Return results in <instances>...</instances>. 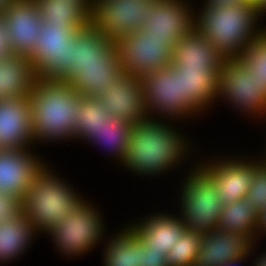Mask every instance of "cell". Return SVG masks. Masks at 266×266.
Masks as SVG:
<instances>
[{
  "mask_svg": "<svg viewBox=\"0 0 266 266\" xmlns=\"http://www.w3.org/2000/svg\"><path fill=\"white\" fill-rule=\"evenodd\" d=\"M141 266H167L166 256H164L162 252L150 251L143 244Z\"/></svg>",
  "mask_w": 266,
  "mask_h": 266,
  "instance_id": "e575fe53",
  "label": "cell"
},
{
  "mask_svg": "<svg viewBox=\"0 0 266 266\" xmlns=\"http://www.w3.org/2000/svg\"><path fill=\"white\" fill-rule=\"evenodd\" d=\"M202 3L209 4H238L244 0H200Z\"/></svg>",
  "mask_w": 266,
  "mask_h": 266,
  "instance_id": "f35d334b",
  "label": "cell"
},
{
  "mask_svg": "<svg viewBox=\"0 0 266 266\" xmlns=\"http://www.w3.org/2000/svg\"><path fill=\"white\" fill-rule=\"evenodd\" d=\"M74 114V142L80 144L112 118V115L105 110L94 97L81 96Z\"/></svg>",
  "mask_w": 266,
  "mask_h": 266,
  "instance_id": "f1b7e54d",
  "label": "cell"
},
{
  "mask_svg": "<svg viewBox=\"0 0 266 266\" xmlns=\"http://www.w3.org/2000/svg\"><path fill=\"white\" fill-rule=\"evenodd\" d=\"M28 97L35 146L74 143V112L81 97L74 87L67 82L37 79Z\"/></svg>",
  "mask_w": 266,
  "mask_h": 266,
  "instance_id": "3957f363",
  "label": "cell"
},
{
  "mask_svg": "<svg viewBox=\"0 0 266 266\" xmlns=\"http://www.w3.org/2000/svg\"><path fill=\"white\" fill-rule=\"evenodd\" d=\"M156 0H93L88 23L115 43L135 30L144 29Z\"/></svg>",
  "mask_w": 266,
  "mask_h": 266,
  "instance_id": "7c38bea8",
  "label": "cell"
},
{
  "mask_svg": "<svg viewBox=\"0 0 266 266\" xmlns=\"http://www.w3.org/2000/svg\"><path fill=\"white\" fill-rule=\"evenodd\" d=\"M192 1L195 0H156L149 9L151 16L144 29L153 36L165 37L173 47L194 29L195 3Z\"/></svg>",
  "mask_w": 266,
  "mask_h": 266,
  "instance_id": "2e32d148",
  "label": "cell"
},
{
  "mask_svg": "<svg viewBox=\"0 0 266 266\" xmlns=\"http://www.w3.org/2000/svg\"><path fill=\"white\" fill-rule=\"evenodd\" d=\"M259 243L260 242L256 241V243H255V245L253 247L252 259H251V261H249V262H252V264H249V266L250 265L251 266H266V249H265V251H263L261 249L256 250ZM260 250H261V252H260ZM256 251L258 253L259 252L260 253L259 254L257 253V255H256V253H255Z\"/></svg>",
  "mask_w": 266,
  "mask_h": 266,
  "instance_id": "74e56055",
  "label": "cell"
},
{
  "mask_svg": "<svg viewBox=\"0 0 266 266\" xmlns=\"http://www.w3.org/2000/svg\"><path fill=\"white\" fill-rule=\"evenodd\" d=\"M67 1V0H66ZM79 4H81L88 12L91 9V5L93 0H76Z\"/></svg>",
  "mask_w": 266,
  "mask_h": 266,
  "instance_id": "b9f144b4",
  "label": "cell"
},
{
  "mask_svg": "<svg viewBox=\"0 0 266 266\" xmlns=\"http://www.w3.org/2000/svg\"><path fill=\"white\" fill-rule=\"evenodd\" d=\"M238 59L252 71L260 96L266 100V32L252 41Z\"/></svg>",
  "mask_w": 266,
  "mask_h": 266,
  "instance_id": "4dcf8cb0",
  "label": "cell"
},
{
  "mask_svg": "<svg viewBox=\"0 0 266 266\" xmlns=\"http://www.w3.org/2000/svg\"><path fill=\"white\" fill-rule=\"evenodd\" d=\"M99 104L113 117L136 125L147 115L144 111L145 98L142 78L123 73L97 98Z\"/></svg>",
  "mask_w": 266,
  "mask_h": 266,
  "instance_id": "4fadbf2b",
  "label": "cell"
},
{
  "mask_svg": "<svg viewBox=\"0 0 266 266\" xmlns=\"http://www.w3.org/2000/svg\"><path fill=\"white\" fill-rule=\"evenodd\" d=\"M252 75V71L239 59L225 60L219 73L216 102L223 101L229 109L233 108L232 112L241 114L244 119L251 118L256 124H263V120L266 123V100L260 96Z\"/></svg>",
  "mask_w": 266,
  "mask_h": 266,
  "instance_id": "30bf717a",
  "label": "cell"
},
{
  "mask_svg": "<svg viewBox=\"0 0 266 266\" xmlns=\"http://www.w3.org/2000/svg\"><path fill=\"white\" fill-rule=\"evenodd\" d=\"M266 237V207L258 212V222L256 228V241Z\"/></svg>",
  "mask_w": 266,
  "mask_h": 266,
  "instance_id": "8d00e7d4",
  "label": "cell"
},
{
  "mask_svg": "<svg viewBox=\"0 0 266 266\" xmlns=\"http://www.w3.org/2000/svg\"><path fill=\"white\" fill-rule=\"evenodd\" d=\"M142 81L145 98L144 111L147 117L179 120L182 124L190 123L191 119H199V116L187 105L183 74L173 65L145 75Z\"/></svg>",
  "mask_w": 266,
  "mask_h": 266,
  "instance_id": "ba28073f",
  "label": "cell"
},
{
  "mask_svg": "<svg viewBox=\"0 0 266 266\" xmlns=\"http://www.w3.org/2000/svg\"><path fill=\"white\" fill-rule=\"evenodd\" d=\"M255 243L250 234L218 230L206 233L193 266H222L231 260L252 257Z\"/></svg>",
  "mask_w": 266,
  "mask_h": 266,
  "instance_id": "ffe728a7",
  "label": "cell"
},
{
  "mask_svg": "<svg viewBox=\"0 0 266 266\" xmlns=\"http://www.w3.org/2000/svg\"><path fill=\"white\" fill-rule=\"evenodd\" d=\"M43 22L71 25L76 31L88 24V11L76 0H36Z\"/></svg>",
  "mask_w": 266,
  "mask_h": 266,
  "instance_id": "4316f807",
  "label": "cell"
},
{
  "mask_svg": "<svg viewBox=\"0 0 266 266\" xmlns=\"http://www.w3.org/2000/svg\"><path fill=\"white\" fill-rule=\"evenodd\" d=\"M39 236L41 233L23 213L9 222L1 221L0 266H8L10 263L20 260V257L25 256L32 248L31 245Z\"/></svg>",
  "mask_w": 266,
  "mask_h": 266,
  "instance_id": "603a6c76",
  "label": "cell"
},
{
  "mask_svg": "<svg viewBox=\"0 0 266 266\" xmlns=\"http://www.w3.org/2000/svg\"><path fill=\"white\" fill-rule=\"evenodd\" d=\"M121 74L120 66L86 67L70 84L81 96L97 98Z\"/></svg>",
  "mask_w": 266,
  "mask_h": 266,
  "instance_id": "f546056e",
  "label": "cell"
},
{
  "mask_svg": "<svg viewBox=\"0 0 266 266\" xmlns=\"http://www.w3.org/2000/svg\"><path fill=\"white\" fill-rule=\"evenodd\" d=\"M258 211L246 199L224 205L218 231L250 234L256 240Z\"/></svg>",
  "mask_w": 266,
  "mask_h": 266,
  "instance_id": "83f0119b",
  "label": "cell"
},
{
  "mask_svg": "<svg viewBox=\"0 0 266 266\" xmlns=\"http://www.w3.org/2000/svg\"><path fill=\"white\" fill-rule=\"evenodd\" d=\"M183 74L184 95L187 105L200 117L213 110L218 95L219 74L203 67L176 68ZM214 105V106H213ZM206 112V113H205Z\"/></svg>",
  "mask_w": 266,
  "mask_h": 266,
  "instance_id": "44dd1931",
  "label": "cell"
},
{
  "mask_svg": "<svg viewBox=\"0 0 266 266\" xmlns=\"http://www.w3.org/2000/svg\"><path fill=\"white\" fill-rule=\"evenodd\" d=\"M245 199L258 212L266 207V160L257 168Z\"/></svg>",
  "mask_w": 266,
  "mask_h": 266,
  "instance_id": "d6a6232c",
  "label": "cell"
},
{
  "mask_svg": "<svg viewBox=\"0 0 266 266\" xmlns=\"http://www.w3.org/2000/svg\"><path fill=\"white\" fill-rule=\"evenodd\" d=\"M179 180V206L173 209L186 228L203 234L217 230L224 204L211 178L195 163Z\"/></svg>",
  "mask_w": 266,
  "mask_h": 266,
  "instance_id": "8992f818",
  "label": "cell"
},
{
  "mask_svg": "<svg viewBox=\"0 0 266 266\" xmlns=\"http://www.w3.org/2000/svg\"><path fill=\"white\" fill-rule=\"evenodd\" d=\"M114 44L123 73L142 78L173 64V47L166 38L153 36L145 29L135 30Z\"/></svg>",
  "mask_w": 266,
  "mask_h": 266,
  "instance_id": "8fae6325",
  "label": "cell"
},
{
  "mask_svg": "<svg viewBox=\"0 0 266 266\" xmlns=\"http://www.w3.org/2000/svg\"><path fill=\"white\" fill-rule=\"evenodd\" d=\"M11 48L7 38L6 21L0 16V58L11 55Z\"/></svg>",
  "mask_w": 266,
  "mask_h": 266,
  "instance_id": "d590c367",
  "label": "cell"
},
{
  "mask_svg": "<svg viewBox=\"0 0 266 266\" xmlns=\"http://www.w3.org/2000/svg\"><path fill=\"white\" fill-rule=\"evenodd\" d=\"M93 202L85 196L62 224L53 227L46 234L48 237L45 238H51L49 241L62 258L81 259L98 246L102 247L108 238L110 232L108 233L107 220Z\"/></svg>",
  "mask_w": 266,
  "mask_h": 266,
  "instance_id": "5b68a950",
  "label": "cell"
},
{
  "mask_svg": "<svg viewBox=\"0 0 266 266\" xmlns=\"http://www.w3.org/2000/svg\"><path fill=\"white\" fill-rule=\"evenodd\" d=\"M248 259L250 260V257H244L240 259L231 260L229 263L223 264L222 266H243L240 264H243L244 262H248Z\"/></svg>",
  "mask_w": 266,
  "mask_h": 266,
  "instance_id": "ab89813d",
  "label": "cell"
},
{
  "mask_svg": "<svg viewBox=\"0 0 266 266\" xmlns=\"http://www.w3.org/2000/svg\"><path fill=\"white\" fill-rule=\"evenodd\" d=\"M23 213L22 200L17 196L0 193V223L16 219Z\"/></svg>",
  "mask_w": 266,
  "mask_h": 266,
  "instance_id": "836d02e7",
  "label": "cell"
},
{
  "mask_svg": "<svg viewBox=\"0 0 266 266\" xmlns=\"http://www.w3.org/2000/svg\"><path fill=\"white\" fill-rule=\"evenodd\" d=\"M154 211L150 210L149 215L145 214L143 217L127 222L150 251L162 252L167 257L174 243L179 240L187 228L179 215L172 213L174 209L166 212L158 208V211Z\"/></svg>",
  "mask_w": 266,
  "mask_h": 266,
  "instance_id": "e0dca14e",
  "label": "cell"
},
{
  "mask_svg": "<svg viewBox=\"0 0 266 266\" xmlns=\"http://www.w3.org/2000/svg\"><path fill=\"white\" fill-rule=\"evenodd\" d=\"M76 33L71 25L42 23L35 50L29 58L37 79L66 82L70 78Z\"/></svg>",
  "mask_w": 266,
  "mask_h": 266,
  "instance_id": "9c48e42d",
  "label": "cell"
},
{
  "mask_svg": "<svg viewBox=\"0 0 266 266\" xmlns=\"http://www.w3.org/2000/svg\"><path fill=\"white\" fill-rule=\"evenodd\" d=\"M11 52L30 58L43 23L36 0H12L3 14Z\"/></svg>",
  "mask_w": 266,
  "mask_h": 266,
  "instance_id": "5bb4252c",
  "label": "cell"
},
{
  "mask_svg": "<svg viewBox=\"0 0 266 266\" xmlns=\"http://www.w3.org/2000/svg\"><path fill=\"white\" fill-rule=\"evenodd\" d=\"M224 61L216 48L195 28L173 46L172 65L175 68L203 67L219 74Z\"/></svg>",
  "mask_w": 266,
  "mask_h": 266,
  "instance_id": "7402d4cb",
  "label": "cell"
},
{
  "mask_svg": "<svg viewBox=\"0 0 266 266\" xmlns=\"http://www.w3.org/2000/svg\"><path fill=\"white\" fill-rule=\"evenodd\" d=\"M133 125L119 118L113 117L105 122L95 133L91 134L83 143L89 147L95 146L103 155L111 156V160L122 166L127 153L130 132Z\"/></svg>",
  "mask_w": 266,
  "mask_h": 266,
  "instance_id": "484cf974",
  "label": "cell"
},
{
  "mask_svg": "<svg viewBox=\"0 0 266 266\" xmlns=\"http://www.w3.org/2000/svg\"><path fill=\"white\" fill-rule=\"evenodd\" d=\"M11 1L12 0H0V16H3Z\"/></svg>",
  "mask_w": 266,
  "mask_h": 266,
  "instance_id": "60d3db41",
  "label": "cell"
},
{
  "mask_svg": "<svg viewBox=\"0 0 266 266\" xmlns=\"http://www.w3.org/2000/svg\"><path fill=\"white\" fill-rule=\"evenodd\" d=\"M177 124L181 123L147 117L133 125L122 169L130 171L132 175H140V178L143 176L142 179L157 178L160 175L166 177L170 171L177 172L181 167L182 171L179 172L184 175L195 164L193 158L203 155H199V149L192 142L194 139L187 132L181 131V126ZM186 162L189 164L187 170Z\"/></svg>",
  "mask_w": 266,
  "mask_h": 266,
  "instance_id": "6da1fadb",
  "label": "cell"
},
{
  "mask_svg": "<svg viewBox=\"0 0 266 266\" xmlns=\"http://www.w3.org/2000/svg\"><path fill=\"white\" fill-rule=\"evenodd\" d=\"M93 66H120V61L115 44L88 23L75 34L73 63L66 82L71 83L84 68Z\"/></svg>",
  "mask_w": 266,
  "mask_h": 266,
  "instance_id": "ac0fdd59",
  "label": "cell"
},
{
  "mask_svg": "<svg viewBox=\"0 0 266 266\" xmlns=\"http://www.w3.org/2000/svg\"><path fill=\"white\" fill-rule=\"evenodd\" d=\"M35 148L0 150V193L23 200L34 176L47 163Z\"/></svg>",
  "mask_w": 266,
  "mask_h": 266,
  "instance_id": "9a60e30c",
  "label": "cell"
},
{
  "mask_svg": "<svg viewBox=\"0 0 266 266\" xmlns=\"http://www.w3.org/2000/svg\"><path fill=\"white\" fill-rule=\"evenodd\" d=\"M36 80L29 58L15 54L0 58V99L29 96Z\"/></svg>",
  "mask_w": 266,
  "mask_h": 266,
  "instance_id": "d4e9b609",
  "label": "cell"
},
{
  "mask_svg": "<svg viewBox=\"0 0 266 266\" xmlns=\"http://www.w3.org/2000/svg\"><path fill=\"white\" fill-rule=\"evenodd\" d=\"M246 1H249L251 3H256L259 6H261L265 2V0H246Z\"/></svg>",
  "mask_w": 266,
  "mask_h": 266,
  "instance_id": "ee69618b",
  "label": "cell"
},
{
  "mask_svg": "<svg viewBox=\"0 0 266 266\" xmlns=\"http://www.w3.org/2000/svg\"><path fill=\"white\" fill-rule=\"evenodd\" d=\"M203 233L186 229L168 252L167 266H193L198 255Z\"/></svg>",
  "mask_w": 266,
  "mask_h": 266,
  "instance_id": "1f68e13d",
  "label": "cell"
},
{
  "mask_svg": "<svg viewBox=\"0 0 266 266\" xmlns=\"http://www.w3.org/2000/svg\"><path fill=\"white\" fill-rule=\"evenodd\" d=\"M260 11H261L262 19H265L264 17L266 16V0H265V2L260 6Z\"/></svg>",
  "mask_w": 266,
  "mask_h": 266,
  "instance_id": "7bdbcfd3",
  "label": "cell"
},
{
  "mask_svg": "<svg viewBox=\"0 0 266 266\" xmlns=\"http://www.w3.org/2000/svg\"><path fill=\"white\" fill-rule=\"evenodd\" d=\"M28 96L0 99V150L36 147Z\"/></svg>",
  "mask_w": 266,
  "mask_h": 266,
  "instance_id": "d6986e66",
  "label": "cell"
},
{
  "mask_svg": "<svg viewBox=\"0 0 266 266\" xmlns=\"http://www.w3.org/2000/svg\"><path fill=\"white\" fill-rule=\"evenodd\" d=\"M198 6L195 4L194 28L225 60L238 59L252 41L266 32L256 3L244 0L238 4Z\"/></svg>",
  "mask_w": 266,
  "mask_h": 266,
  "instance_id": "7a4b0ae2",
  "label": "cell"
},
{
  "mask_svg": "<svg viewBox=\"0 0 266 266\" xmlns=\"http://www.w3.org/2000/svg\"><path fill=\"white\" fill-rule=\"evenodd\" d=\"M227 153L222 155L218 153L219 156L213 153L211 154L213 156L210 155L208 158L206 156L205 159L203 157L199 160L194 159L217 186L220 200L224 205L245 199L257 168L266 160V154L258 155L257 151L253 152L255 155L252 154V156L250 153L245 156L239 151L234 154Z\"/></svg>",
  "mask_w": 266,
  "mask_h": 266,
  "instance_id": "52a82bcc",
  "label": "cell"
},
{
  "mask_svg": "<svg viewBox=\"0 0 266 266\" xmlns=\"http://www.w3.org/2000/svg\"><path fill=\"white\" fill-rule=\"evenodd\" d=\"M118 229L102 246V266H141L143 241L128 223Z\"/></svg>",
  "mask_w": 266,
  "mask_h": 266,
  "instance_id": "cb8c5ba5",
  "label": "cell"
},
{
  "mask_svg": "<svg viewBox=\"0 0 266 266\" xmlns=\"http://www.w3.org/2000/svg\"><path fill=\"white\" fill-rule=\"evenodd\" d=\"M50 164L47 162L34 176L22 200L24 216L41 233V237L62 224L86 196L74 189L75 186L68 182L70 180L63 178L64 175Z\"/></svg>",
  "mask_w": 266,
  "mask_h": 266,
  "instance_id": "277c9868",
  "label": "cell"
}]
</instances>
